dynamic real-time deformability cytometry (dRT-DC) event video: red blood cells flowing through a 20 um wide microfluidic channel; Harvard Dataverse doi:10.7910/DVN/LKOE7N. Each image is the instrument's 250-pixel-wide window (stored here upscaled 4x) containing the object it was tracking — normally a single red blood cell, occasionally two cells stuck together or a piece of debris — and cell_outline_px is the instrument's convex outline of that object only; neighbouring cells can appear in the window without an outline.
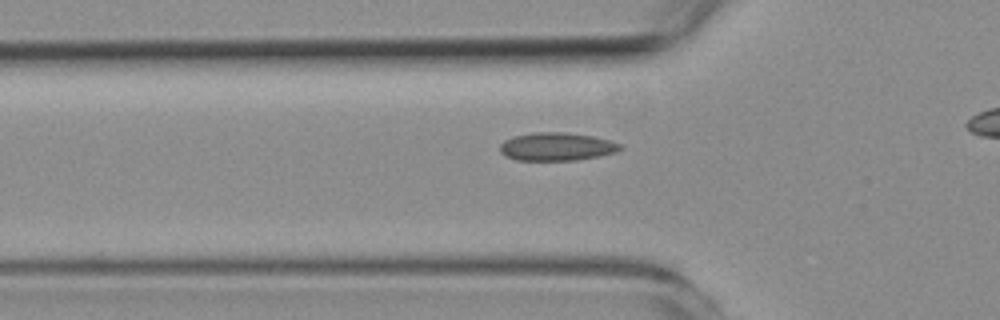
{"species": "common noctule bat (a hibernating species)", "species_latin": "Nyctalus noctula", "temperature_condition": "room temperature", "stored_images_in_passage": 29, "camera_frame_rate_fps": 3000, "um_per_image_px": 0.085, "animal": {"sex": "female", "body_mass_g": 19.3, "forearm_length_mm": 54.1}, "frame": {"image": 1, "passage_image": 14, "time_ms": 4.333, "image_size_px": [1000, 320], "cell_outline_px": [[624, 148], [616, 152], [600, 156], [576, 160], [516, 160], [504, 156], [500, 152], [500, 144], [504, 140], [512, 136], [536, 132], [564, 132], [592, 136], [624, 144]], "centroid_in_image_um": [47.32, 12.46], "position_along_channel_um": 78.5, "area_um2": 19.88}}
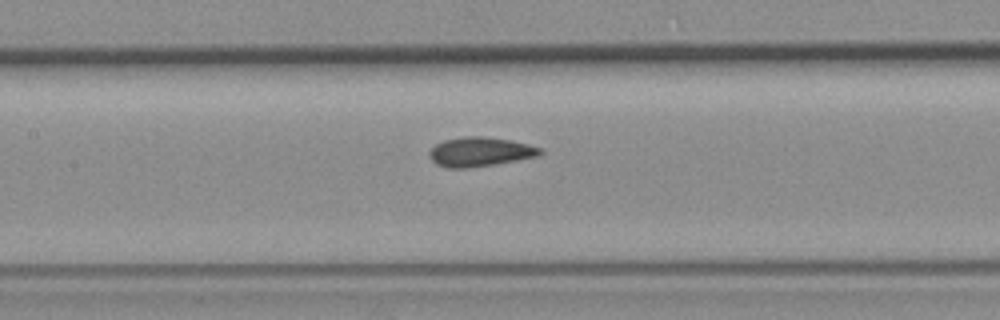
{"frame": {"image": 2, "passage_image": 21, "time_ms": 6.667, "image_size_px": [1000, 320], "cell_outline_px": [[544, 152], [540, 156], [492, 164], [464, 168], [448, 168], [436, 164], [428, 156], [428, 152], [436, 144], [444, 140], [464, 136], [484, 136], [512, 140], [544, 148]], "centroid_in_image_um": [40.83, 12.89], "position_along_channel_um": 166.6, "area_um2": 19.02}}
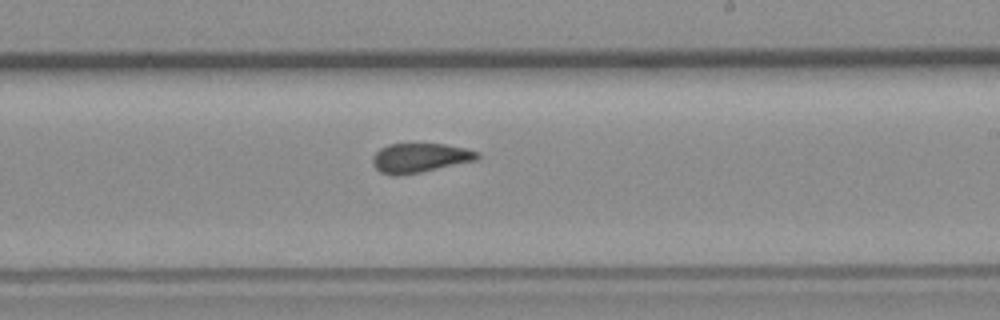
{"frame": {"image": 3, "passage_image": 28, "time_ms": 9.0, "image_size_px": [1000, 320], "cell_outline_px": [[480, 160], [400, 176], [392, 176], [380, 172], [372, 164], [372, 156], [380, 148], [388, 144], [444, 144], [468, 148], [480, 152]], "centroid_in_image_um": [35.72, 13.42], "position_along_channel_um": 253.3, "area_um2": 18.26}}